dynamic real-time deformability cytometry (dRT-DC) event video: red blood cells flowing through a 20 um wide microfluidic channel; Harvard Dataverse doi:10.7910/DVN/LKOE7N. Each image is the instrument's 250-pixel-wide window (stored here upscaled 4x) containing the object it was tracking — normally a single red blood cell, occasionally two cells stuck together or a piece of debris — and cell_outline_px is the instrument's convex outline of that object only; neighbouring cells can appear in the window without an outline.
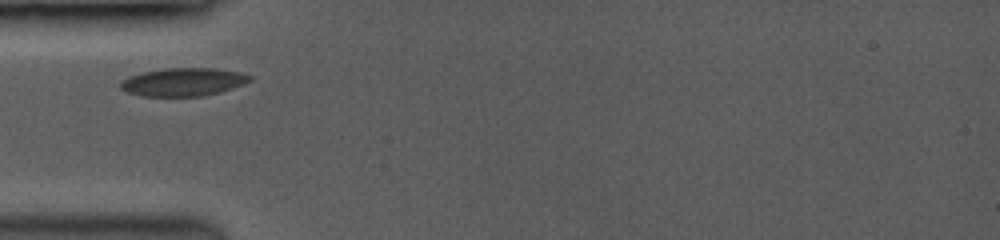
{"species": "common noctule bat (a hibernating species)", "species_latin": "Nyctalus noctula", "temperature_condition": "room temperature", "stored_images_in_passage": 46, "camera_frame_rate_fps": 3500, "um_per_image_px": 0.085, "animal": {"sex": "female", "body_mass_g": 19.0, "forearm_length_mm": 53.3}, "frame": {"image": 1, "passage_image": 1, "time_ms": 0.0, "image_size_px": [1000, 240], "cell_outline_px": [[252, 80], [216, 92], [200, 96], [144, 96], [128, 92], [120, 88], [120, 80], [128, 76], [140, 72], [164, 68], [216, 68], [240, 72], [252, 76]], "centroid_in_image_um": [15.5, 6.94], "position_along_channel_um": 69.5, "area_um2": 20.98}}
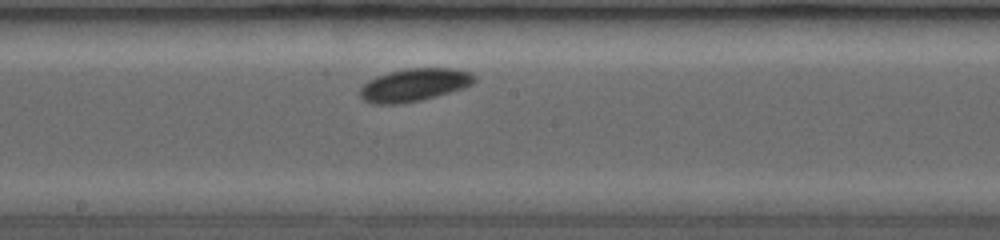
{"frame": {"image": 2, "passage_image": 25, "time_ms": 3.714, "image_size_px": [1000, 240], "cell_outline_px": [[476, 80], [472, 84], [464, 88], [416, 100], [392, 104], [376, 104], [364, 100], [360, 96], [360, 88], [368, 80], [376, 76], [388, 72], [404, 68], [456, 68], [472, 72], [476, 76]], "centroid_in_image_um": [35.22, 7.18], "position_along_channel_um": 213.0, "area_um2": 21.68}}
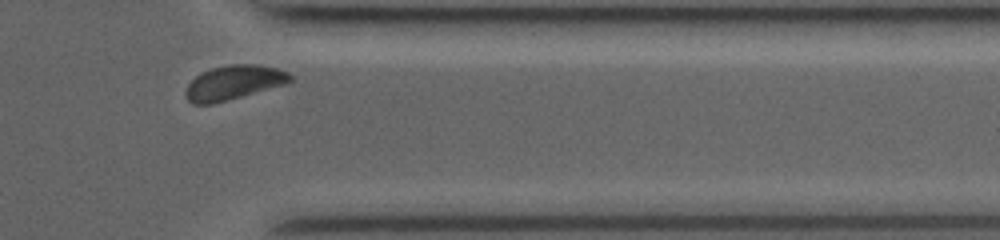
{"frame": {"image": 3, "passage_image": 43, "time_ms": 8.286, "image_size_px": [1000, 240], "cell_outline_px": [[292, 80], [288, 84], [228, 100], [212, 104], [192, 104], [188, 100], [184, 92], [188, 84], [200, 72], [212, 68], [232, 64], [252, 64], [276, 68], [288, 72], [292, 76]], "centroid_in_image_um": [19.87, 7.02], "position_along_channel_um": 391.5, "area_um2": 20.98}}